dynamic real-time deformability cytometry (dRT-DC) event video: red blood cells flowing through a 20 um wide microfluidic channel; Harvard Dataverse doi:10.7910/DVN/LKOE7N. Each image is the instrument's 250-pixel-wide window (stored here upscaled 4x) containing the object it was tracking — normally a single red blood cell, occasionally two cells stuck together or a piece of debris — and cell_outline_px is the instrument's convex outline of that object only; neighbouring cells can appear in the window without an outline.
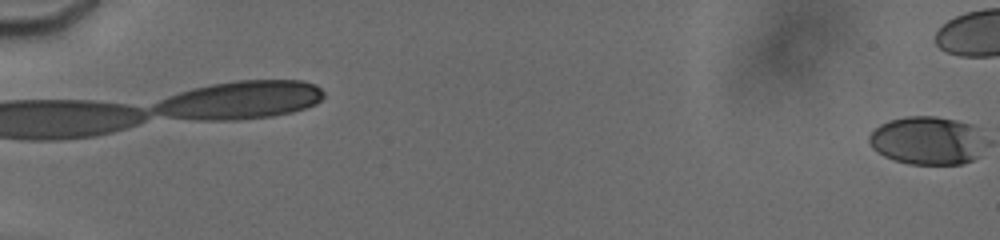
{"species": "human", "species_latin": "Homo sapiens", "temperature_condition": "cold", "stored_images_in_passage": 4, "camera_frame_rate_fps": 3000, "um_per_image_px": 0.085, "donor": {"sex": "male"}, "frame": {"image": 1, "passage_image": 4, "time_ms": 3.0, "image_size_px": [1000, 240], "cell_outline_px": [[980, 156], [972, 160], [960, 164], [912, 164], [896, 160], [884, 156], [876, 152], [872, 148], [868, 140], [868, 136], [880, 124], [888, 120], [904, 116], [936, 116], [956, 120], [972, 124], [980, 128]], "centroid_in_image_um": [78.78, 11.93], "position_along_channel_um": 6.2, "area_um2": 32.66}}